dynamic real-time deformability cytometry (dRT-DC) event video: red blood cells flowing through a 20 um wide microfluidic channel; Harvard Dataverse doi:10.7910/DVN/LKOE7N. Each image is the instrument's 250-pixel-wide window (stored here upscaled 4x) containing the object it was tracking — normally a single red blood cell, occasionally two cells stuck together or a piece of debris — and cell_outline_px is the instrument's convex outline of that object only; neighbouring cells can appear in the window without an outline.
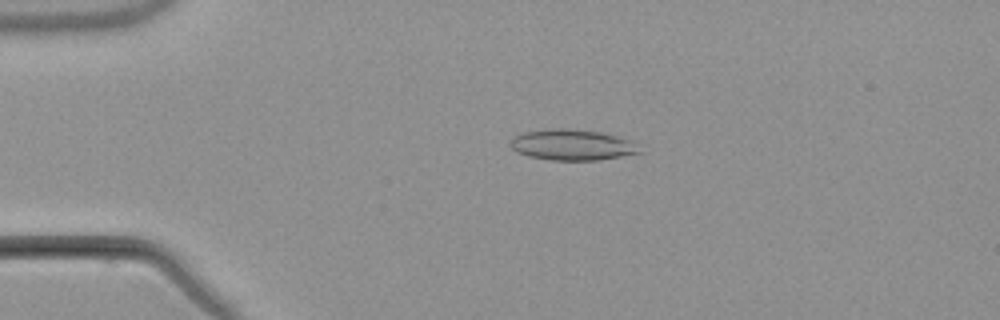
{"species": "common noctule bat (a hibernating species)", "species_latin": "Nyctalus noctula", "temperature_condition": "warm", "stored_images_in_passage": 4, "camera_frame_rate_fps": 3000, "um_per_image_px": 0.085, "animal": {"sex": "male", "body_mass_g": 21.5, "forearm_length_mm": 52.0}, "frame": {"image": 1, "passage_image": 3, "time_ms": 2.333, "image_size_px": [1000, 320], "cell_outline_px": [[644, 152], [600, 160], [552, 160], [528, 156], [516, 152], [512, 148], [512, 140], [520, 132], [552, 128], [564, 128], [600, 132], [616, 136], [628, 140]], "centroid_in_image_um": [48.61, 12.31], "position_along_channel_um": 36.4, "area_um2": 23.0}}